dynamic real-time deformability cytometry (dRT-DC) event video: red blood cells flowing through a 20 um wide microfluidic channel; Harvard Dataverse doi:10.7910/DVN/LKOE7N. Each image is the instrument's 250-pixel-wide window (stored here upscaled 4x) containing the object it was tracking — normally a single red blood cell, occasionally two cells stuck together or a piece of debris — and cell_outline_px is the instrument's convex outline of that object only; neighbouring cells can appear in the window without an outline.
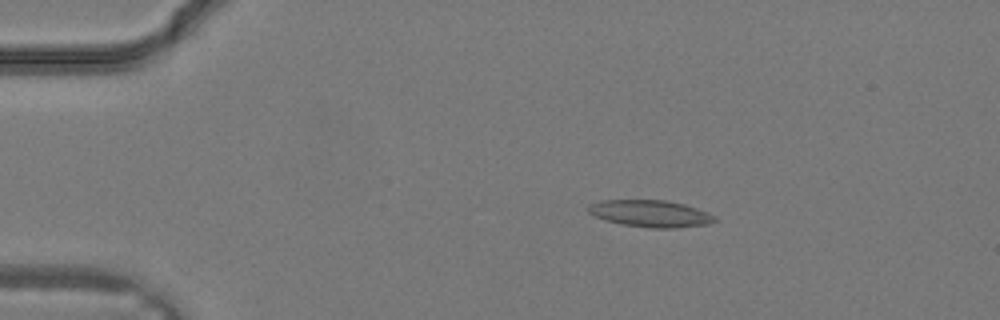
{"species": "common noctule bat (a hibernating species)", "species_latin": "Nyctalus noctula", "temperature_condition": "warm", "stored_images_in_passage": 14, "camera_frame_rate_fps": 3000, "um_per_image_px": 0.085, "animal": {"sex": "male", "body_mass_g": 19.2, "forearm_length_mm": 51.8}, "frame": {"image": 1, "passage_image": 6, "time_ms": 1.667, "image_size_px": [1000, 320], "cell_outline_px": [[716, 220], [708, 224], [680, 228], [648, 228], [624, 224], [604, 220], [588, 212], [588, 204], [600, 200], [664, 200], [684, 204], [708, 212], [716, 216]], "centroid_in_image_um": [55.29, 18.15], "position_along_channel_um": 29.7, "area_um2": 19.88}}
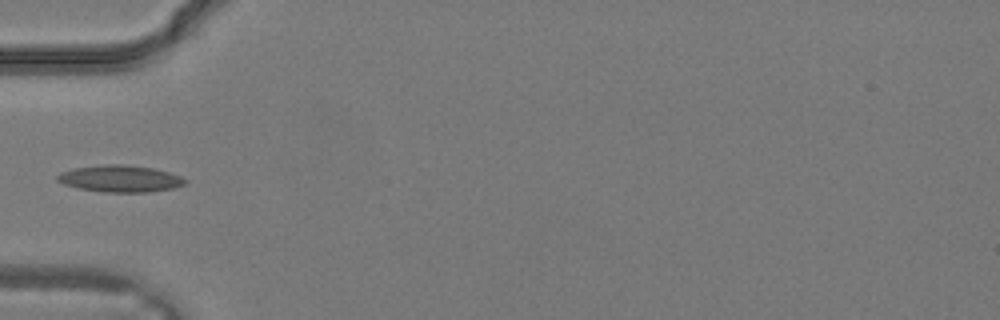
{"frame": {"image": 2, "passage_image": 11, "time_ms": 3.333, "image_size_px": [1000, 320], "cell_outline_px": [[188, 180], [184, 184], [172, 188], [148, 192], [104, 192], [76, 188], [64, 184], [56, 180], [56, 176], [60, 172], [76, 168], [108, 164], [120, 164], [152, 168], [168, 172], [180, 176]], "centroid_in_image_um": [10.18, 15.19], "position_along_channel_um": 74.8, "area_um2": 19.77}}
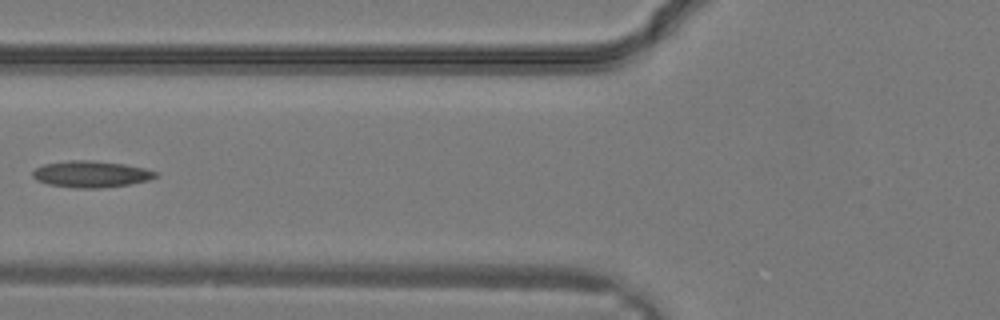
{"frame": {"image": 3, "passage_image": 13, "time_ms": 4.0, "image_size_px": [1000, 320], "cell_outline_px": [[160, 176], [148, 180], [128, 184], [100, 188], [76, 188], [48, 184], [36, 180], [32, 176], [32, 172], [36, 168], [44, 164], [72, 160], [88, 160], [124, 164], [144, 168], [160, 172]], "centroid_in_image_um": [7.77, 14.8], "position_along_channel_um": 118.0, "area_um2": 18.96}}